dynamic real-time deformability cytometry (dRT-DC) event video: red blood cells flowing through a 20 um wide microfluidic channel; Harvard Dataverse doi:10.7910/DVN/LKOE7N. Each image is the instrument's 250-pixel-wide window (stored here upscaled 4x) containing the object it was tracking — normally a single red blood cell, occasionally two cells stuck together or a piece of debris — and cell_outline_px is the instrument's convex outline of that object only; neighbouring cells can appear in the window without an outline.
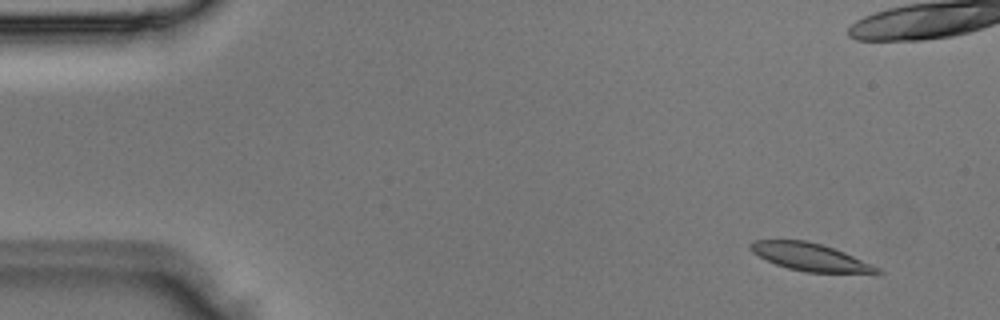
{"species": "Egyptian fruit bat (a non-hibernating species)", "species_latin": "Rousettus aegyptiacus", "temperature_condition": "room temperature", "stored_images_in_passage": 4, "camera_frame_rate_fps": 3000, "um_per_image_px": 0.085, "animal": {"sex": "male"}, "frame": {"image": 1, "passage_image": 1, "time_ms": 0.0, "image_size_px": [1000, 320], "cell_outline_px": [[884, 272], [804, 272], [788, 268], [776, 264], [752, 252], [748, 248], [748, 244], [752, 240], [808, 240], [844, 252], [872, 264], [880, 268]], "centroid_in_image_um": [68.8, 21.82], "position_along_channel_um": 16.2, "area_um2": 20.0}}